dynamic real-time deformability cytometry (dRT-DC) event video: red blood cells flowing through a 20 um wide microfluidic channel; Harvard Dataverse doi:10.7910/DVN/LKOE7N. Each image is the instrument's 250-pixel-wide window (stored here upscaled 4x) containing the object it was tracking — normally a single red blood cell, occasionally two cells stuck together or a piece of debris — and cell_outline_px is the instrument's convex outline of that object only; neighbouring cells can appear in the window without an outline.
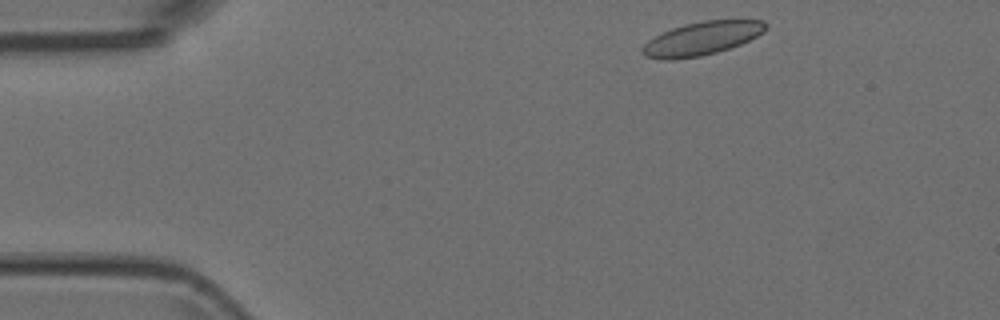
{"species": "Egyptian fruit bat (a non-hibernating species)", "species_latin": "Rousettus aegyptiacus", "temperature_condition": "room temperature", "stored_images_in_passage": 3, "camera_frame_rate_fps": 3000, "um_per_image_px": 0.085, "animal": {"sex": "female"}, "frame": {"image": 1, "passage_image": 1, "time_ms": 0.0, "image_size_px": [1000, 320], "cell_outline_px": [[768, 28], [764, 32], [740, 44], [716, 52], [700, 56], [672, 60], [664, 60], [644, 56], [640, 52], [640, 48], [648, 40], [672, 28], [684, 24], [704, 20], [764, 20], [768, 24]], "centroid_in_image_um": [59.64, 3.27], "position_along_channel_um": 25.4, "area_um2": 23.99}}